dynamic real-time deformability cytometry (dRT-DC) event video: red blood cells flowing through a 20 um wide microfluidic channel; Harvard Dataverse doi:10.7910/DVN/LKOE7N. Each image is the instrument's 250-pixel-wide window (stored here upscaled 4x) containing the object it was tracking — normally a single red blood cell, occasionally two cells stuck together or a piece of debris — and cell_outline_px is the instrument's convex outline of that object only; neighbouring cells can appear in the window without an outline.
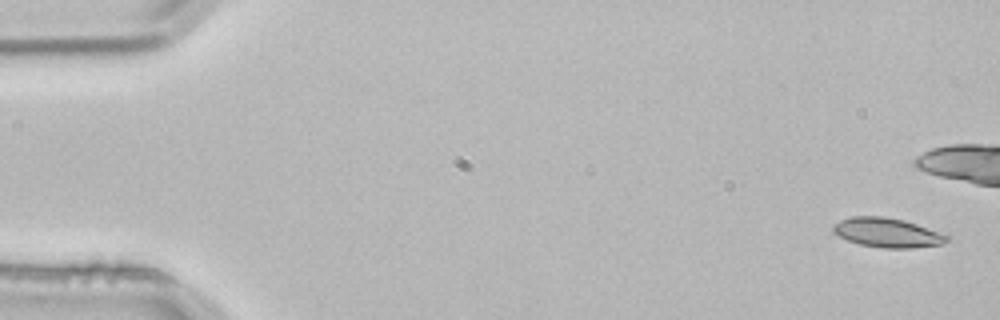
{"species": "common noctule bat (a hibernating species)", "species_latin": "Nyctalus noctula", "temperature_condition": "room temperature", "stored_images_in_passage": 6, "camera_frame_rate_fps": 3000, "um_per_image_px": 0.085, "animal": {"sex": "male", "body_mass_g": 21.5, "forearm_length_mm": 52.0}, "frame": {"image": 1, "passage_image": 1, "time_ms": 0.0, "image_size_px": [1000, 320], "cell_outline_px": [[948, 240], [940, 244], [912, 248], [884, 248], [860, 244], [848, 240], [832, 232], [832, 228], [840, 220], [852, 216], [884, 216], [904, 220], [916, 224], [948, 236]], "centroid_in_image_um": [75.38, 19.77], "position_along_channel_um": 9.6, "area_um2": 19.13}}